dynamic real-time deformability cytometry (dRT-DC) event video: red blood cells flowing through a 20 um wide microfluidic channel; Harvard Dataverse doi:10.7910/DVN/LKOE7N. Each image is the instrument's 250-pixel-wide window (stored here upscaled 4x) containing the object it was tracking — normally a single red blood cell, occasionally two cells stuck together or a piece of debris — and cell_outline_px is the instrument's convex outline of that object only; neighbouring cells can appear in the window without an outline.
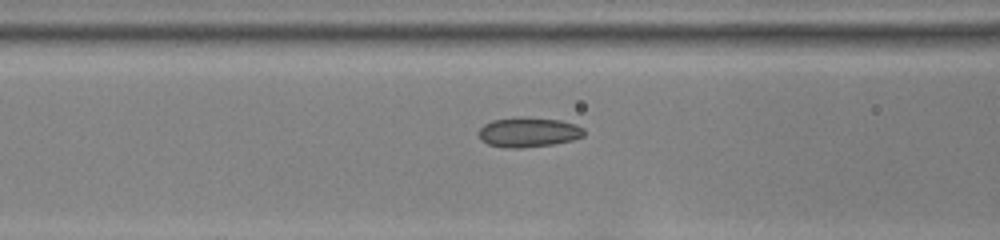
{"species": "common noctule bat (a hibernating species)", "species_latin": "Nyctalus noctula", "temperature_condition": "room temperature", "stored_images_in_passage": 34, "camera_frame_rate_fps": 3000, "um_per_image_px": 0.085, "animal": {"sex": "female", "body_mass_g": 22.0, "forearm_length_mm": 56.7}, "frame": {"image": 1, "passage_image": 19, "time_ms": 6.0, "image_size_px": [1000, 240], "cell_outline_px": [[584, 136], [572, 140], [552, 144], [520, 148], [504, 148], [488, 144], [480, 140], [480, 128], [484, 124], [492, 120], [520, 116], [524, 116], [560, 120], [576, 124], [584, 128]], "centroid_in_image_um": [44.92, 11.23], "position_along_channel_um": 121.7, "area_um2": 18.44}}
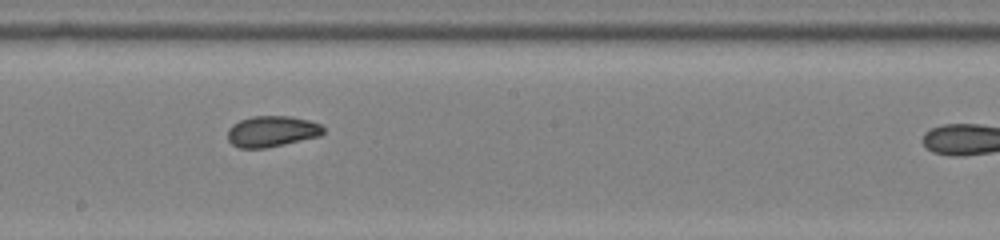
{"frame": {"image": 2, "passage_image": 27, "time_ms": 8.667, "image_size_px": [1000, 240], "cell_outline_px": [[324, 132], [320, 136], [264, 148], [240, 148], [232, 144], [228, 140], [228, 128], [232, 124], [240, 120], [252, 116], [292, 116], [308, 120], [320, 124], [324, 128]], "centroid_in_image_um": [23.09, 11.15], "position_along_channel_um": 225.1, "area_um2": 17.22}}
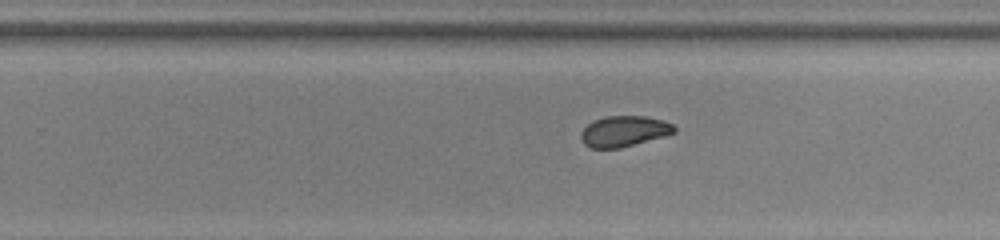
{"frame": {"image": 3, "passage_image": 31, "time_ms": 10.0, "image_size_px": [1000, 240], "cell_outline_px": [[676, 132], [664, 136], [620, 148], [592, 148], [584, 144], [580, 136], [580, 132], [592, 120], [604, 116], [644, 116], [664, 120], [672, 124], [676, 128]], "centroid_in_image_um": [53.03, 11.15], "position_along_channel_um": 276.8, "area_um2": 16.76}}